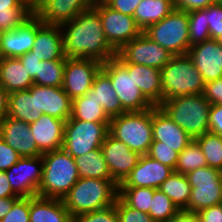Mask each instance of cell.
I'll return each instance as SVG.
<instances>
[{
    "instance_id": "52a82bcc",
    "label": "cell",
    "mask_w": 222,
    "mask_h": 222,
    "mask_svg": "<svg viewBox=\"0 0 222 222\" xmlns=\"http://www.w3.org/2000/svg\"><path fill=\"white\" fill-rule=\"evenodd\" d=\"M143 33L171 55H185L190 49L188 12L175 8L161 21L149 25Z\"/></svg>"
},
{
    "instance_id": "6125c7cd",
    "label": "cell",
    "mask_w": 222,
    "mask_h": 222,
    "mask_svg": "<svg viewBox=\"0 0 222 222\" xmlns=\"http://www.w3.org/2000/svg\"><path fill=\"white\" fill-rule=\"evenodd\" d=\"M216 41L222 46V31H221V36H219Z\"/></svg>"
},
{
    "instance_id": "4316f807",
    "label": "cell",
    "mask_w": 222,
    "mask_h": 222,
    "mask_svg": "<svg viewBox=\"0 0 222 222\" xmlns=\"http://www.w3.org/2000/svg\"><path fill=\"white\" fill-rule=\"evenodd\" d=\"M0 85L9 94L14 91L30 89L34 85V81L19 58H1Z\"/></svg>"
},
{
    "instance_id": "7bdbcfd3",
    "label": "cell",
    "mask_w": 222,
    "mask_h": 222,
    "mask_svg": "<svg viewBox=\"0 0 222 222\" xmlns=\"http://www.w3.org/2000/svg\"><path fill=\"white\" fill-rule=\"evenodd\" d=\"M206 21L209 25L210 38L216 40L222 31V2H215L206 8Z\"/></svg>"
},
{
    "instance_id": "5b68a950",
    "label": "cell",
    "mask_w": 222,
    "mask_h": 222,
    "mask_svg": "<svg viewBox=\"0 0 222 222\" xmlns=\"http://www.w3.org/2000/svg\"><path fill=\"white\" fill-rule=\"evenodd\" d=\"M163 101L193 94H203L205 81L188 54L172 56L160 70Z\"/></svg>"
},
{
    "instance_id": "d6a6232c",
    "label": "cell",
    "mask_w": 222,
    "mask_h": 222,
    "mask_svg": "<svg viewBox=\"0 0 222 222\" xmlns=\"http://www.w3.org/2000/svg\"><path fill=\"white\" fill-rule=\"evenodd\" d=\"M159 189L173 201L179 210L188 211L192 187L186 175L173 171Z\"/></svg>"
},
{
    "instance_id": "cb8c5ba5",
    "label": "cell",
    "mask_w": 222,
    "mask_h": 222,
    "mask_svg": "<svg viewBox=\"0 0 222 222\" xmlns=\"http://www.w3.org/2000/svg\"><path fill=\"white\" fill-rule=\"evenodd\" d=\"M31 52L40 61L66 60L61 26L42 23L36 30Z\"/></svg>"
},
{
    "instance_id": "8992f818",
    "label": "cell",
    "mask_w": 222,
    "mask_h": 222,
    "mask_svg": "<svg viewBox=\"0 0 222 222\" xmlns=\"http://www.w3.org/2000/svg\"><path fill=\"white\" fill-rule=\"evenodd\" d=\"M109 133L138 154H148L153 142L152 108L110 118Z\"/></svg>"
},
{
    "instance_id": "ba28073f",
    "label": "cell",
    "mask_w": 222,
    "mask_h": 222,
    "mask_svg": "<svg viewBox=\"0 0 222 222\" xmlns=\"http://www.w3.org/2000/svg\"><path fill=\"white\" fill-rule=\"evenodd\" d=\"M110 122L68 119L65 123L63 149L73 158L101 148L109 134Z\"/></svg>"
},
{
    "instance_id": "30bf717a",
    "label": "cell",
    "mask_w": 222,
    "mask_h": 222,
    "mask_svg": "<svg viewBox=\"0 0 222 222\" xmlns=\"http://www.w3.org/2000/svg\"><path fill=\"white\" fill-rule=\"evenodd\" d=\"M186 176L192 187L188 211L198 212L222 203V174L219 169L200 167Z\"/></svg>"
},
{
    "instance_id": "db71d44e",
    "label": "cell",
    "mask_w": 222,
    "mask_h": 222,
    "mask_svg": "<svg viewBox=\"0 0 222 222\" xmlns=\"http://www.w3.org/2000/svg\"><path fill=\"white\" fill-rule=\"evenodd\" d=\"M0 12H34L24 0H0Z\"/></svg>"
},
{
    "instance_id": "d4e9b609",
    "label": "cell",
    "mask_w": 222,
    "mask_h": 222,
    "mask_svg": "<svg viewBox=\"0 0 222 222\" xmlns=\"http://www.w3.org/2000/svg\"><path fill=\"white\" fill-rule=\"evenodd\" d=\"M122 64L128 72H133V80L142 94L154 106H159L163 102L160 70L135 63Z\"/></svg>"
},
{
    "instance_id": "4fadbf2b",
    "label": "cell",
    "mask_w": 222,
    "mask_h": 222,
    "mask_svg": "<svg viewBox=\"0 0 222 222\" xmlns=\"http://www.w3.org/2000/svg\"><path fill=\"white\" fill-rule=\"evenodd\" d=\"M102 63L95 59L66 58L62 88L73 100L91 88Z\"/></svg>"
},
{
    "instance_id": "3957f363",
    "label": "cell",
    "mask_w": 222,
    "mask_h": 222,
    "mask_svg": "<svg viewBox=\"0 0 222 222\" xmlns=\"http://www.w3.org/2000/svg\"><path fill=\"white\" fill-rule=\"evenodd\" d=\"M43 171L37 196L63 199L80 178L74 158L63 148L42 154Z\"/></svg>"
},
{
    "instance_id": "7c38bea8",
    "label": "cell",
    "mask_w": 222,
    "mask_h": 222,
    "mask_svg": "<svg viewBox=\"0 0 222 222\" xmlns=\"http://www.w3.org/2000/svg\"><path fill=\"white\" fill-rule=\"evenodd\" d=\"M172 56L165 48L142 33L126 43L115 57L121 63H135L161 70Z\"/></svg>"
},
{
    "instance_id": "94428289",
    "label": "cell",
    "mask_w": 222,
    "mask_h": 222,
    "mask_svg": "<svg viewBox=\"0 0 222 222\" xmlns=\"http://www.w3.org/2000/svg\"><path fill=\"white\" fill-rule=\"evenodd\" d=\"M4 31L0 29V59H1V41H2V35Z\"/></svg>"
},
{
    "instance_id": "60d3db41",
    "label": "cell",
    "mask_w": 222,
    "mask_h": 222,
    "mask_svg": "<svg viewBox=\"0 0 222 222\" xmlns=\"http://www.w3.org/2000/svg\"><path fill=\"white\" fill-rule=\"evenodd\" d=\"M30 197H19L0 222H30Z\"/></svg>"
},
{
    "instance_id": "1f68e13d",
    "label": "cell",
    "mask_w": 222,
    "mask_h": 222,
    "mask_svg": "<svg viewBox=\"0 0 222 222\" xmlns=\"http://www.w3.org/2000/svg\"><path fill=\"white\" fill-rule=\"evenodd\" d=\"M80 178L113 180L101 148L74 158Z\"/></svg>"
},
{
    "instance_id": "836d02e7",
    "label": "cell",
    "mask_w": 222,
    "mask_h": 222,
    "mask_svg": "<svg viewBox=\"0 0 222 222\" xmlns=\"http://www.w3.org/2000/svg\"><path fill=\"white\" fill-rule=\"evenodd\" d=\"M66 60L41 61L34 85L62 87Z\"/></svg>"
},
{
    "instance_id": "277c9868",
    "label": "cell",
    "mask_w": 222,
    "mask_h": 222,
    "mask_svg": "<svg viewBox=\"0 0 222 222\" xmlns=\"http://www.w3.org/2000/svg\"><path fill=\"white\" fill-rule=\"evenodd\" d=\"M159 107L193 140L209 132L211 103L203 94L178 96L163 101Z\"/></svg>"
},
{
    "instance_id": "603a6c76",
    "label": "cell",
    "mask_w": 222,
    "mask_h": 222,
    "mask_svg": "<svg viewBox=\"0 0 222 222\" xmlns=\"http://www.w3.org/2000/svg\"><path fill=\"white\" fill-rule=\"evenodd\" d=\"M66 121L42 114L36 121L29 123L36 146L44 154L62 149Z\"/></svg>"
},
{
    "instance_id": "d6986e66",
    "label": "cell",
    "mask_w": 222,
    "mask_h": 222,
    "mask_svg": "<svg viewBox=\"0 0 222 222\" xmlns=\"http://www.w3.org/2000/svg\"><path fill=\"white\" fill-rule=\"evenodd\" d=\"M153 141L159 146H167L178 154L189 144L192 138L176 124L159 106L152 108Z\"/></svg>"
},
{
    "instance_id": "2e32d148",
    "label": "cell",
    "mask_w": 222,
    "mask_h": 222,
    "mask_svg": "<svg viewBox=\"0 0 222 222\" xmlns=\"http://www.w3.org/2000/svg\"><path fill=\"white\" fill-rule=\"evenodd\" d=\"M94 3L95 0H41L33 11L44 24L61 26L93 7Z\"/></svg>"
},
{
    "instance_id": "ffe728a7",
    "label": "cell",
    "mask_w": 222,
    "mask_h": 222,
    "mask_svg": "<svg viewBox=\"0 0 222 222\" xmlns=\"http://www.w3.org/2000/svg\"><path fill=\"white\" fill-rule=\"evenodd\" d=\"M187 54L205 82L222 78V46L215 39L191 46Z\"/></svg>"
},
{
    "instance_id": "11a10c76",
    "label": "cell",
    "mask_w": 222,
    "mask_h": 222,
    "mask_svg": "<svg viewBox=\"0 0 222 222\" xmlns=\"http://www.w3.org/2000/svg\"><path fill=\"white\" fill-rule=\"evenodd\" d=\"M163 222H199V220L196 212L179 210L171 218Z\"/></svg>"
},
{
    "instance_id": "83f0119b",
    "label": "cell",
    "mask_w": 222,
    "mask_h": 222,
    "mask_svg": "<svg viewBox=\"0 0 222 222\" xmlns=\"http://www.w3.org/2000/svg\"><path fill=\"white\" fill-rule=\"evenodd\" d=\"M41 115L37 110L36 95H32L30 89L8 94L7 116L32 123Z\"/></svg>"
},
{
    "instance_id": "d590c367",
    "label": "cell",
    "mask_w": 222,
    "mask_h": 222,
    "mask_svg": "<svg viewBox=\"0 0 222 222\" xmlns=\"http://www.w3.org/2000/svg\"><path fill=\"white\" fill-rule=\"evenodd\" d=\"M195 140L205 155L207 166L222 171V136L207 132Z\"/></svg>"
},
{
    "instance_id": "4dcf8cb0",
    "label": "cell",
    "mask_w": 222,
    "mask_h": 222,
    "mask_svg": "<svg viewBox=\"0 0 222 222\" xmlns=\"http://www.w3.org/2000/svg\"><path fill=\"white\" fill-rule=\"evenodd\" d=\"M69 119L110 122V118L104 112L102 104H99L92 89L85 95L72 100V114Z\"/></svg>"
},
{
    "instance_id": "ab89813d",
    "label": "cell",
    "mask_w": 222,
    "mask_h": 222,
    "mask_svg": "<svg viewBox=\"0 0 222 222\" xmlns=\"http://www.w3.org/2000/svg\"><path fill=\"white\" fill-rule=\"evenodd\" d=\"M115 207L118 222H155L149 214L131 208L119 196L115 201Z\"/></svg>"
},
{
    "instance_id": "f1b7e54d",
    "label": "cell",
    "mask_w": 222,
    "mask_h": 222,
    "mask_svg": "<svg viewBox=\"0 0 222 222\" xmlns=\"http://www.w3.org/2000/svg\"><path fill=\"white\" fill-rule=\"evenodd\" d=\"M174 9V0H142L135 9L133 18L144 31L149 25L161 21Z\"/></svg>"
},
{
    "instance_id": "5bb4252c",
    "label": "cell",
    "mask_w": 222,
    "mask_h": 222,
    "mask_svg": "<svg viewBox=\"0 0 222 222\" xmlns=\"http://www.w3.org/2000/svg\"><path fill=\"white\" fill-rule=\"evenodd\" d=\"M42 171V155L21 157L16 164L6 171V175L12 190L19 197H33L37 196L42 179Z\"/></svg>"
},
{
    "instance_id": "8d00e7d4",
    "label": "cell",
    "mask_w": 222,
    "mask_h": 222,
    "mask_svg": "<svg viewBox=\"0 0 222 222\" xmlns=\"http://www.w3.org/2000/svg\"><path fill=\"white\" fill-rule=\"evenodd\" d=\"M153 193L147 187H119L118 196L131 208L149 214Z\"/></svg>"
},
{
    "instance_id": "f5cc1de1",
    "label": "cell",
    "mask_w": 222,
    "mask_h": 222,
    "mask_svg": "<svg viewBox=\"0 0 222 222\" xmlns=\"http://www.w3.org/2000/svg\"><path fill=\"white\" fill-rule=\"evenodd\" d=\"M18 58L20 59L23 67L27 70L29 76L34 79L38 75L39 63L41 62L38 57L29 51Z\"/></svg>"
},
{
    "instance_id": "ee69618b",
    "label": "cell",
    "mask_w": 222,
    "mask_h": 222,
    "mask_svg": "<svg viewBox=\"0 0 222 222\" xmlns=\"http://www.w3.org/2000/svg\"><path fill=\"white\" fill-rule=\"evenodd\" d=\"M74 222H118L115 204L102 210L78 215Z\"/></svg>"
},
{
    "instance_id": "680465c9",
    "label": "cell",
    "mask_w": 222,
    "mask_h": 222,
    "mask_svg": "<svg viewBox=\"0 0 222 222\" xmlns=\"http://www.w3.org/2000/svg\"><path fill=\"white\" fill-rule=\"evenodd\" d=\"M8 93L0 85V124L7 116Z\"/></svg>"
},
{
    "instance_id": "8fae6325",
    "label": "cell",
    "mask_w": 222,
    "mask_h": 222,
    "mask_svg": "<svg viewBox=\"0 0 222 222\" xmlns=\"http://www.w3.org/2000/svg\"><path fill=\"white\" fill-rule=\"evenodd\" d=\"M93 8L99 13L107 42L116 52L143 33L132 16L112 9L103 0H95Z\"/></svg>"
},
{
    "instance_id": "c3c4849f",
    "label": "cell",
    "mask_w": 222,
    "mask_h": 222,
    "mask_svg": "<svg viewBox=\"0 0 222 222\" xmlns=\"http://www.w3.org/2000/svg\"><path fill=\"white\" fill-rule=\"evenodd\" d=\"M208 119L209 132L222 136V105H211Z\"/></svg>"
},
{
    "instance_id": "681fc988",
    "label": "cell",
    "mask_w": 222,
    "mask_h": 222,
    "mask_svg": "<svg viewBox=\"0 0 222 222\" xmlns=\"http://www.w3.org/2000/svg\"><path fill=\"white\" fill-rule=\"evenodd\" d=\"M109 7L133 17L134 11L142 0H103Z\"/></svg>"
},
{
    "instance_id": "e575fe53",
    "label": "cell",
    "mask_w": 222,
    "mask_h": 222,
    "mask_svg": "<svg viewBox=\"0 0 222 222\" xmlns=\"http://www.w3.org/2000/svg\"><path fill=\"white\" fill-rule=\"evenodd\" d=\"M207 166L205 155L196 140L189 144L178 154V161L174 172L188 174L200 167Z\"/></svg>"
},
{
    "instance_id": "e0dca14e",
    "label": "cell",
    "mask_w": 222,
    "mask_h": 222,
    "mask_svg": "<svg viewBox=\"0 0 222 222\" xmlns=\"http://www.w3.org/2000/svg\"><path fill=\"white\" fill-rule=\"evenodd\" d=\"M43 22L33 13L20 26L4 31L1 41V58H18L31 51L37 28Z\"/></svg>"
},
{
    "instance_id": "91938a15",
    "label": "cell",
    "mask_w": 222,
    "mask_h": 222,
    "mask_svg": "<svg viewBox=\"0 0 222 222\" xmlns=\"http://www.w3.org/2000/svg\"><path fill=\"white\" fill-rule=\"evenodd\" d=\"M41 0H24L25 3H27L32 9H34Z\"/></svg>"
},
{
    "instance_id": "6da1fadb",
    "label": "cell",
    "mask_w": 222,
    "mask_h": 222,
    "mask_svg": "<svg viewBox=\"0 0 222 222\" xmlns=\"http://www.w3.org/2000/svg\"><path fill=\"white\" fill-rule=\"evenodd\" d=\"M61 29L67 58L95 59L104 63L117 55L105 38L99 13L93 7L63 23Z\"/></svg>"
},
{
    "instance_id": "9a60e30c",
    "label": "cell",
    "mask_w": 222,
    "mask_h": 222,
    "mask_svg": "<svg viewBox=\"0 0 222 222\" xmlns=\"http://www.w3.org/2000/svg\"><path fill=\"white\" fill-rule=\"evenodd\" d=\"M101 151L105 158L112 179L120 185L138 164L141 157L125 143L117 140L110 133L104 140Z\"/></svg>"
},
{
    "instance_id": "7a4b0ae2",
    "label": "cell",
    "mask_w": 222,
    "mask_h": 222,
    "mask_svg": "<svg viewBox=\"0 0 222 222\" xmlns=\"http://www.w3.org/2000/svg\"><path fill=\"white\" fill-rule=\"evenodd\" d=\"M118 194L119 185L114 180L79 178L62 201L75 218L114 205Z\"/></svg>"
},
{
    "instance_id": "bcb514c9",
    "label": "cell",
    "mask_w": 222,
    "mask_h": 222,
    "mask_svg": "<svg viewBox=\"0 0 222 222\" xmlns=\"http://www.w3.org/2000/svg\"><path fill=\"white\" fill-rule=\"evenodd\" d=\"M21 156L0 137V170L7 171Z\"/></svg>"
},
{
    "instance_id": "f546056e",
    "label": "cell",
    "mask_w": 222,
    "mask_h": 222,
    "mask_svg": "<svg viewBox=\"0 0 222 222\" xmlns=\"http://www.w3.org/2000/svg\"><path fill=\"white\" fill-rule=\"evenodd\" d=\"M91 89L109 118L126 113L115 93L110 78L102 70L95 76Z\"/></svg>"
},
{
    "instance_id": "44dd1931",
    "label": "cell",
    "mask_w": 222,
    "mask_h": 222,
    "mask_svg": "<svg viewBox=\"0 0 222 222\" xmlns=\"http://www.w3.org/2000/svg\"><path fill=\"white\" fill-rule=\"evenodd\" d=\"M0 137L16 150L21 157L42 155L36 146L29 123L6 116L0 124Z\"/></svg>"
},
{
    "instance_id": "b9f144b4",
    "label": "cell",
    "mask_w": 222,
    "mask_h": 222,
    "mask_svg": "<svg viewBox=\"0 0 222 222\" xmlns=\"http://www.w3.org/2000/svg\"><path fill=\"white\" fill-rule=\"evenodd\" d=\"M147 155L175 170L178 153L167 146H159V141L152 142Z\"/></svg>"
},
{
    "instance_id": "7dc6e473",
    "label": "cell",
    "mask_w": 222,
    "mask_h": 222,
    "mask_svg": "<svg viewBox=\"0 0 222 222\" xmlns=\"http://www.w3.org/2000/svg\"><path fill=\"white\" fill-rule=\"evenodd\" d=\"M203 96L211 103V105H222V78L205 82Z\"/></svg>"
},
{
    "instance_id": "816d5d0a",
    "label": "cell",
    "mask_w": 222,
    "mask_h": 222,
    "mask_svg": "<svg viewBox=\"0 0 222 222\" xmlns=\"http://www.w3.org/2000/svg\"><path fill=\"white\" fill-rule=\"evenodd\" d=\"M215 2V0H174V6L176 9L190 12L193 10L207 8Z\"/></svg>"
},
{
    "instance_id": "f35d334b",
    "label": "cell",
    "mask_w": 222,
    "mask_h": 222,
    "mask_svg": "<svg viewBox=\"0 0 222 222\" xmlns=\"http://www.w3.org/2000/svg\"><path fill=\"white\" fill-rule=\"evenodd\" d=\"M190 47L210 39L206 8L188 12Z\"/></svg>"
},
{
    "instance_id": "ac0fdd59",
    "label": "cell",
    "mask_w": 222,
    "mask_h": 222,
    "mask_svg": "<svg viewBox=\"0 0 222 222\" xmlns=\"http://www.w3.org/2000/svg\"><path fill=\"white\" fill-rule=\"evenodd\" d=\"M174 170L147 154L142 155L138 164L119 185V187H147L159 189Z\"/></svg>"
},
{
    "instance_id": "9f6ffc18",
    "label": "cell",
    "mask_w": 222,
    "mask_h": 222,
    "mask_svg": "<svg viewBox=\"0 0 222 222\" xmlns=\"http://www.w3.org/2000/svg\"><path fill=\"white\" fill-rule=\"evenodd\" d=\"M19 197L11 188L6 171L0 170V198Z\"/></svg>"
},
{
    "instance_id": "f6af8a7d",
    "label": "cell",
    "mask_w": 222,
    "mask_h": 222,
    "mask_svg": "<svg viewBox=\"0 0 222 222\" xmlns=\"http://www.w3.org/2000/svg\"><path fill=\"white\" fill-rule=\"evenodd\" d=\"M34 12H0V29L9 31L20 26Z\"/></svg>"
},
{
    "instance_id": "484cf974",
    "label": "cell",
    "mask_w": 222,
    "mask_h": 222,
    "mask_svg": "<svg viewBox=\"0 0 222 222\" xmlns=\"http://www.w3.org/2000/svg\"><path fill=\"white\" fill-rule=\"evenodd\" d=\"M30 222H73L62 199L30 197Z\"/></svg>"
},
{
    "instance_id": "74e56055",
    "label": "cell",
    "mask_w": 222,
    "mask_h": 222,
    "mask_svg": "<svg viewBox=\"0 0 222 222\" xmlns=\"http://www.w3.org/2000/svg\"><path fill=\"white\" fill-rule=\"evenodd\" d=\"M179 211L173 201L160 189H154L149 215L155 222H163Z\"/></svg>"
},
{
    "instance_id": "7402d4cb",
    "label": "cell",
    "mask_w": 222,
    "mask_h": 222,
    "mask_svg": "<svg viewBox=\"0 0 222 222\" xmlns=\"http://www.w3.org/2000/svg\"><path fill=\"white\" fill-rule=\"evenodd\" d=\"M31 94L36 95L37 110L55 118L67 121L72 114V99L62 87L33 85Z\"/></svg>"
},
{
    "instance_id": "f907efd6",
    "label": "cell",
    "mask_w": 222,
    "mask_h": 222,
    "mask_svg": "<svg viewBox=\"0 0 222 222\" xmlns=\"http://www.w3.org/2000/svg\"><path fill=\"white\" fill-rule=\"evenodd\" d=\"M196 213L199 222H222V203L202 209Z\"/></svg>"
},
{
    "instance_id": "9c48e42d",
    "label": "cell",
    "mask_w": 222,
    "mask_h": 222,
    "mask_svg": "<svg viewBox=\"0 0 222 222\" xmlns=\"http://www.w3.org/2000/svg\"><path fill=\"white\" fill-rule=\"evenodd\" d=\"M101 70L110 78L122 108L126 112H142L154 107L135 84L133 72H128L116 57L102 63Z\"/></svg>"
},
{
    "instance_id": "6f0895ef",
    "label": "cell",
    "mask_w": 222,
    "mask_h": 222,
    "mask_svg": "<svg viewBox=\"0 0 222 222\" xmlns=\"http://www.w3.org/2000/svg\"><path fill=\"white\" fill-rule=\"evenodd\" d=\"M19 197H6V198H0V220L3 219V217L9 212V210L12 208L13 203L18 199Z\"/></svg>"
}]
</instances>
